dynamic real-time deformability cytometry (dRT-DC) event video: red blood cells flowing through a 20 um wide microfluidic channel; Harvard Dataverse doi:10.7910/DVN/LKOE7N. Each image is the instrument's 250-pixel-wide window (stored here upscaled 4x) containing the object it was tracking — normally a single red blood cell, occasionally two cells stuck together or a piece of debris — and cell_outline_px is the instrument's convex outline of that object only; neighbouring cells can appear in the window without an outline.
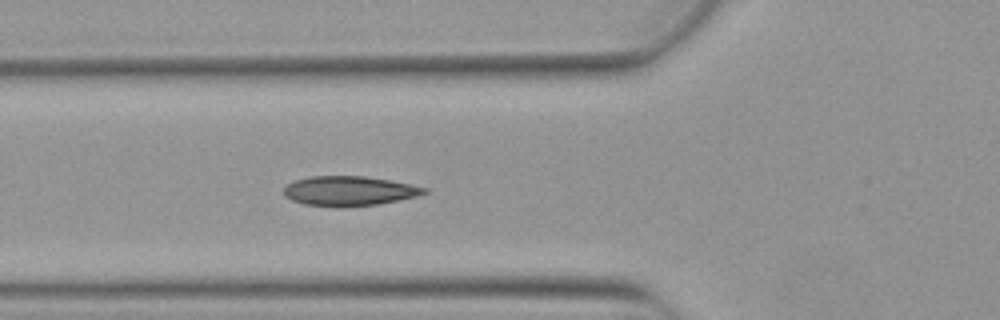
{"species": "Egyptian fruit bat (a non-hibernating species)", "species_latin": "Rousettus aegyptiacus", "temperature_condition": "warm", "stored_images_in_passage": 7, "segment_of_instrument_passage": [1, 2], "camera_frame_rate_fps": 3000, "um_per_image_px": 0.085, "animal": {"sex": "female"}, "frame": {"image": 1, "passage_image": 6, "time_ms": 1.667, "image_size_px": [1000, 320], "cell_outline_px": [[428, 192], [416, 196], [380, 204], [340, 208], [304, 204], [292, 200], [284, 196], [284, 188], [292, 180], [312, 176], [364, 176], [388, 180], [428, 188]], "centroid_in_image_um": [29.64, 16.24], "position_along_channel_um": 96.2, "area_um2": 24.39}}